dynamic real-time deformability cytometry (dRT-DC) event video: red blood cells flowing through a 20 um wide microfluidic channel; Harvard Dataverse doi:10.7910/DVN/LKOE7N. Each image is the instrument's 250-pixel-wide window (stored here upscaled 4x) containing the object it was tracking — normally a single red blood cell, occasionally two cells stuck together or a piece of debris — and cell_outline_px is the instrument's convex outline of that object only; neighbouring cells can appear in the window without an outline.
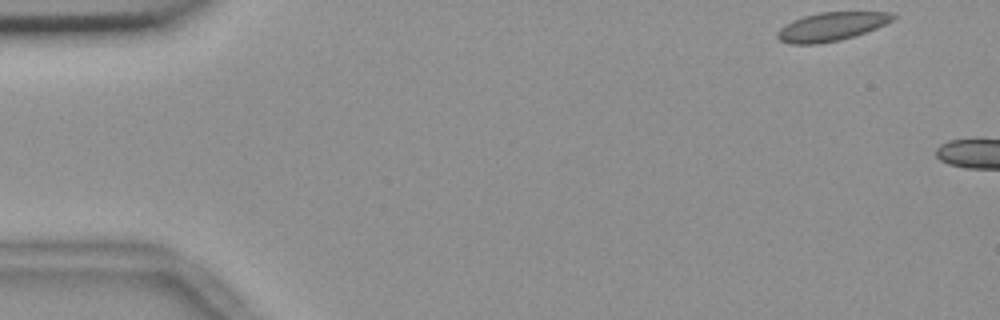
{"species": "common noctule bat (a hibernating species)", "species_latin": "Nyctalus noctula", "temperature_condition": "room temperature", "stored_images_in_passage": 7, "camera_frame_rate_fps": 3000, "um_per_image_px": 0.085, "animal": {"sex": "female", "body_mass_g": 18.4}, "frame": {"image": 1, "passage_image": 1, "time_ms": 0.0, "image_size_px": [1000, 320], "cell_outline_px": [[896, 16], [892, 20], [876, 28], [840, 40], [820, 44], [788, 44], [780, 40], [776, 36], [776, 32], [784, 24], [792, 20], [804, 16], [820, 12], [896, 12]], "centroid_in_image_um": [70.62, 2.26], "position_along_channel_um": 14.4, "area_um2": 19.25}}